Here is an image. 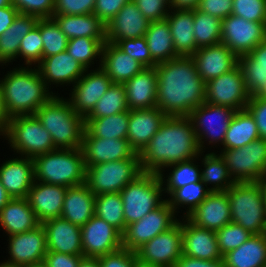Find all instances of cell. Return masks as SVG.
I'll return each instance as SVG.
<instances>
[{"label": "cell", "mask_w": 266, "mask_h": 267, "mask_svg": "<svg viewBox=\"0 0 266 267\" xmlns=\"http://www.w3.org/2000/svg\"><path fill=\"white\" fill-rule=\"evenodd\" d=\"M156 107L166 116H189L205 102L206 83L199 76L192 56H178L155 65Z\"/></svg>", "instance_id": "6da1fadb"}, {"label": "cell", "mask_w": 266, "mask_h": 267, "mask_svg": "<svg viewBox=\"0 0 266 267\" xmlns=\"http://www.w3.org/2000/svg\"><path fill=\"white\" fill-rule=\"evenodd\" d=\"M202 154L188 116H167L160 129L139 153L143 172L162 173L169 165Z\"/></svg>", "instance_id": "7a4b0ae2"}, {"label": "cell", "mask_w": 266, "mask_h": 267, "mask_svg": "<svg viewBox=\"0 0 266 267\" xmlns=\"http://www.w3.org/2000/svg\"><path fill=\"white\" fill-rule=\"evenodd\" d=\"M7 112L10 117L34 115L53 96L38 69H13L0 81ZM47 89V90H46Z\"/></svg>", "instance_id": "3957f363"}, {"label": "cell", "mask_w": 266, "mask_h": 267, "mask_svg": "<svg viewBox=\"0 0 266 267\" xmlns=\"http://www.w3.org/2000/svg\"><path fill=\"white\" fill-rule=\"evenodd\" d=\"M50 133L56 148H81L85 131V118L78 115L69 101L53 96L34 114Z\"/></svg>", "instance_id": "277c9868"}, {"label": "cell", "mask_w": 266, "mask_h": 267, "mask_svg": "<svg viewBox=\"0 0 266 267\" xmlns=\"http://www.w3.org/2000/svg\"><path fill=\"white\" fill-rule=\"evenodd\" d=\"M34 181L65 187L85 183L86 165L81 148H57L33 159Z\"/></svg>", "instance_id": "5b68a950"}, {"label": "cell", "mask_w": 266, "mask_h": 267, "mask_svg": "<svg viewBox=\"0 0 266 267\" xmlns=\"http://www.w3.org/2000/svg\"><path fill=\"white\" fill-rule=\"evenodd\" d=\"M231 222L252 234H266V191L262 181L234 183L228 190Z\"/></svg>", "instance_id": "8992f818"}, {"label": "cell", "mask_w": 266, "mask_h": 267, "mask_svg": "<svg viewBox=\"0 0 266 267\" xmlns=\"http://www.w3.org/2000/svg\"><path fill=\"white\" fill-rule=\"evenodd\" d=\"M163 176L162 173L143 172L120 191L126 226L139 221L165 201L160 197L164 191Z\"/></svg>", "instance_id": "52a82bcc"}, {"label": "cell", "mask_w": 266, "mask_h": 267, "mask_svg": "<svg viewBox=\"0 0 266 267\" xmlns=\"http://www.w3.org/2000/svg\"><path fill=\"white\" fill-rule=\"evenodd\" d=\"M143 173L139 153L131 158L88 166L85 184L94 193H120L130 182Z\"/></svg>", "instance_id": "ba28073f"}, {"label": "cell", "mask_w": 266, "mask_h": 267, "mask_svg": "<svg viewBox=\"0 0 266 267\" xmlns=\"http://www.w3.org/2000/svg\"><path fill=\"white\" fill-rule=\"evenodd\" d=\"M5 136L17 153L31 159L57 149L35 115L11 117Z\"/></svg>", "instance_id": "9c48e42d"}, {"label": "cell", "mask_w": 266, "mask_h": 267, "mask_svg": "<svg viewBox=\"0 0 266 267\" xmlns=\"http://www.w3.org/2000/svg\"><path fill=\"white\" fill-rule=\"evenodd\" d=\"M220 155L235 183L259 182L266 177V139H257L238 149L223 150Z\"/></svg>", "instance_id": "30bf717a"}, {"label": "cell", "mask_w": 266, "mask_h": 267, "mask_svg": "<svg viewBox=\"0 0 266 267\" xmlns=\"http://www.w3.org/2000/svg\"><path fill=\"white\" fill-rule=\"evenodd\" d=\"M175 212L177 211H174L166 199L139 221L127 225L122 234V248L135 252L156 235L169 230L178 222L174 216Z\"/></svg>", "instance_id": "8fae6325"}, {"label": "cell", "mask_w": 266, "mask_h": 267, "mask_svg": "<svg viewBox=\"0 0 266 267\" xmlns=\"http://www.w3.org/2000/svg\"><path fill=\"white\" fill-rule=\"evenodd\" d=\"M250 94L245 86L242 69L237 65L230 72L206 82L205 102L232 108H246Z\"/></svg>", "instance_id": "7c38bea8"}, {"label": "cell", "mask_w": 266, "mask_h": 267, "mask_svg": "<svg viewBox=\"0 0 266 267\" xmlns=\"http://www.w3.org/2000/svg\"><path fill=\"white\" fill-rule=\"evenodd\" d=\"M221 43L237 57L248 54L266 39V22H251L229 15L222 20Z\"/></svg>", "instance_id": "4fadbf2b"}, {"label": "cell", "mask_w": 266, "mask_h": 267, "mask_svg": "<svg viewBox=\"0 0 266 267\" xmlns=\"http://www.w3.org/2000/svg\"><path fill=\"white\" fill-rule=\"evenodd\" d=\"M235 113L232 108L204 102L189 114L201 151L204 148V141H202L204 137L211 138L209 144L218 142L223 144Z\"/></svg>", "instance_id": "5bb4252c"}, {"label": "cell", "mask_w": 266, "mask_h": 267, "mask_svg": "<svg viewBox=\"0 0 266 267\" xmlns=\"http://www.w3.org/2000/svg\"><path fill=\"white\" fill-rule=\"evenodd\" d=\"M137 258L145 263L174 267L183 255L182 222L178 221L169 230L156 235L135 251Z\"/></svg>", "instance_id": "9a60e30c"}, {"label": "cell", "mask_w": 266, "mask_h": 267, "mask_svg": "<svg viewBox=\"0 0 266 267\" xmlns=\"http://www.w3.org/2000/svg\"><path fill=\"white\" fill-rule=\"evenodd\" d=\"M81 240L84 257L98 258L122 248V234L95 215L81 226Z\"/></svg>", "instance_id": "2e32d148"}, {"label": "cell", "mask_w": 266, "mask_h": 267, "mask_svg": "<svg viewBox=\"0 0 266 267\" xmlns=\"http://www.w3.org/2000/svg\"><path fill=\"white\" fill-rule=\"evenodd\" d=\"M84 74L73 86V92L68 101L73 110L85 118L113 82L101 67Z\"/></svg>", "instance_id": "e0dca14e"}, {"label": "cell", "mask_w": 266, "mask_h": 267, "mask_svg": "<svg viewBox=\"0 0 266 267\" xmlns=\"http://www.w3.org/2000/svg\"><path fill=\"white\" fill-rule=\"evenodd\" d=\"M186 218L194 225L214 232L231 223L227 191H211Z\"/></svg>", "instance_id": "ac0fdd59"}, {"label": "cell", "mask_w": 266, "mask_h": 267, "mask_svg": "<svg viewBox=\"0 0 266 267\" xmlns=\"http://www.w3.org/2000/svg\"><path fill=\"white\" fill-rule=\"evenodd\" d=\"M10 259L7 263L16 266L44 260L47 253L46 232L42 224L35 229L9 236Z\"/></svg>", "instance_id": "d6986e66"}, {"label": "cell", "mask_w": 266, "mask_h": 267, "mask_svg": "<svg viewBox=\"0 0 266 267\" xmlns=\"http://www.w3.org/2000/svg\"><path fill=\"white\" fill-rule=\"evenodd\" d=\"M192 58L205 83L230 72L238 65V57L222 43L198 48Z\"/></svg>", "instance_id": "ffe728a7"}, {"label": "cell", "mask_w": 266, "mask_h": 267, "mask_svg": "<svg viewBox=\"0 0 266 267\" xmlns=\"http://www.w3.org/2000/svg\"><path fill=\"white\" fill-rule=\"evenodd\" d=\"M149 24L150 21L143 16L132 0L106 24V42L117 44L123 39L143 37Z\"/></svg>", "instance_id": "44dd1931"}, {"label": "cell", "mask_w": 266, "mask_h": 267, "mask_svg": "<svg viewBox=\"0 0 266 267\" xmlns=\"http://www.w3.org/2000/svg\"><path fill=\"white\" fill-rule=\"evenodd\" d=\"M46 232L47 251L83 255L81 227L56 217L41 223Z\"/></svg>", "instance_id": "7402d4cb"}, {"label": "cell", "mask_w": 266, "mask_h": 267, "mask_svg": "<svg viewBox=\"0 0 266 267\" xmlns=\"http://www.w3.org/2000/svg\"><path fill=\"white\" fill-rule=\"evenodd\" d=\"M166 117L157 107L129 110L127 141L130 147L140 153L160 129Z\"/></svg>", "instance_id": "603a6c76"}, {"label": "cell", "mask_w": 266, "mask_h": 267, "mask_svg": "<svg viewBox=\"0 0 266 267\" xmlns=\"http://www.w3.org/2000/svg\"><path fill=\"white\" fill-rule=\"evenodd\" d=\"M86 167L131 158L136 152L127 139H105L83 134L81 146Z\"/></svg>", "instance_id": "cb8c5ba5"}, {"label": "cell", "mask_w": 266, "mask_h": 267, "mask_svg": "<svg viewBox=\"0 0 266 267\" xmlns=\"http://www.w3.org/2000/svg\"><path fill=\"white\" fill-rule=\"evenodd\" d=\"M66 190L61 185L33 182L26 198L40 223L61 217Z\"/></svg>", "instance_id": "d4e9b609"}, {"label": "cell", "mask_w": 266, "mask_h": 267, "mask_svg": "<svg viewBox=\"0 0 266 267\" xmlns=\"http://www.w3.org/2000/svg\"><path fill=\"white\" fill-rule=\"evenodd\" d=\"M185 220L182 223L183 255L202 260L223 259L216 233L194 225L187 218Z\"/></svg>", "instance_id": "484cf974"}, {"label": "cell", "mask_w": 266, "mask_h": 267, "mask_svg": "<svg viewBox=\"0 0 266 267\" xmlns=\"http://www.w3.org/2000/svg\"><path fill=\"white\" fill-rule=\"evenodd\" d=\"M36 67H38L40 76L47 86H49V82L61 83V85L76 83L84 72L88 71L67 51L42 58Z\"/></svg>", "instance_id": "4316f807"}, {"label": "cell", "mask_w": 266, "mask_h": 267, "mask_svg": "<svg viewBox=\"0 0 266 267\" xmlns=\"http://www.w3.org/2000/svg\"><path fill=\"white\" fill-rule=\"evenodd\" d=\"M13 158L0 167V181L12 198H26L34 182V161Z\"/></svg>", "instance_id": "83f0119b"}, {"label": "cell", "mask_w": 266, "mask_h": 267, "mask_svg": "<svg viewBox=\"0 0 266 267\" xmlns=\"http://www.w3.org/2000/svg\"><path fill=\"white\" fill-rule=\"evenodd\" d=\"M100 67L113 83L124 84L145 67L125 53L116 44L105 42Z\"/></svg>", "instance_id": "f1b7e54d"}, {"label": "cell", "mask_w": 266, "mask_h": 267, "mask_svg": "<svg viewBox=\"0 0 266 267\" xmlns=\"http://www.w3.org/2000/svg\"><path fill=\"white\" fill-rule=\"evenodd\" d=\"M123 85L129 110L156 107L157 73L155 67L144 68Z\"/></svg>", "instance_id": "f546056e"}, {"label": "cell", "mask_w": 266, "mask_h": 267, "mask_svg": "<svg viewBox=\"0 0 266 267\" xmlns=\"http://www.w3.org/2000/svg\"><path fill=\"white\" fill-rule=\"evenodd\" d=\"M250 97H266V39L238 57Z\"/></svg>", "instance_id": "4dcf8cb0"}, {"label": "cell", "mask_w": 266, "mask_h": 267, "mask_svg": "<svg viewBox=\"0 0 266 267\" xmlns=\"http://www.w3.org/2000/svg\"><path fill=\"white\" fill-rule=\"evenodd\" d=\"M94 209L95 195L85 183L67 188L62 218L81 227L95 215Z\"/></svg>", "instance_id": "1f68e13d"}, {"label": "cell", "mask_w": 266, "mask_h": 267, "mask_svg": "<svg viewBox=\"0 0 266 267\" xmlns=\"http://www.w3.org/2000/svg\"><path fill=\"white\" fill-rule=\"evenodd\" d=\"M40 224L27 198H12L0 211V225L9 236L33 230Z\"/></svg>", "instance_id": "d6a6232c"}, {"label": "cell", "mask_w": 266, "mask_h": 267, "mask_svg": "<svg viewBox=\"0 0 266 267\" xmlns=\"http://www.w3.org/2000/svg\"><path fill=\"white\" fill-rule=\"evenodd\" d=\"M172 13V14H171ZM167 15L174 49L178 56H192L197 50L194 37V10L175 9Z\"/></svg>", "instance_id": "836d02e7"}, {"label": "cell", "mask_w": 266, "mask_h": 267, "mask_svg": "<svg viewBox=\"0 0 266 267\" xmlns=\"http://www.w3.org/2000/svg\"><path fill=\"white\" fill-rule=\"evenodd\" d=\"M68 39L78 37L106 38V25L93 13L82 15H53Z\"/></svg>", "instance_id": "e575fe53"}, {"label": "cell", "mask_w": 266, "mask_h": 267, "mask_svg": "<svg viewBox=\"0 0 266 267\" xmlns=\"http://www.w3.org/2000/svg\"><path fill=\"white\" fill-rule=\"evenodd\" d=\"M223 260L225 267H266V234H253Z\"/></svg>", "instance_id": "d590c367"}, {"label": "cell", "mask_w": 266, "mask_h": 267, "mask_svg": "<svg viewBox=\"0 0 266 267\" xmlns=\"http://www.w3.org/2000/svg\"><path fill=\"white\" fill-rule=\"evenodd\" d=\"M38 18L18 14L13 23L0 36V63L11 62L17 58L21 40L37 24Z\"/></svg>", "instance_id": "8d00e7d4"}, {"label": "cell", "mask_w": 266, "mask_h": 267, "mask_svg": "<svg viewBox=\"0 0 266 267\" xmlns=\"http://www.w3.org/2000/svg\"><path fill=\"white\" fill-rule=\"evenodd\" d=\"M257 139H260V136L256 122L245 108L234 114L224 138L223 150L238 149Z\"/></svg>", "instance_id": "74e56055"}, {"label": "cell", "mask_w": 266, "mask_h": 267, "mask_svg": "<svg viewBox=\"0 0 266 267\" xmlns=\"http://www.w3.org/2000/svg\"><path fill=\"white\" fill-rule=\"evenodd\" d=\"M152 59L158 64L178 57L166 19L150 22L144 35Z\"/></svg>", "instance_id": "f35d334b"}, {"label": "cell", "mask_w": 266, "mask_h": 267, "mask_svg": "<svg viewBox=\"0 0 266 267\" xmlns=\"http://www.w3.org/2000/svg\"><path fill=\"white\" fill-rule=\"evenodd\" d=\"M129 110L102 118H85V136L127 139Z\"/></svg>", "instance_id": "ab89813d"}, {"label": "cell", "mask_w": 266, "mask_h": 267, "mask_svg": "<svg viewBox=\"0 0 266 267\" xmlns=\"http://www.w3.org/2000/svg\"><path fill=\"white\" fill-rule=\"evenodd\" d=\"M202 162L205 169L200 172L201 181L206 188H208L207 183H213V187L208 188L210 191H227L235 183L221 155L218 156L213 152L208 153L204 156Z\"/></svg>", "instance_id": "60d3db41"}, {"label": "cell", "mask_w": 266, "mask_h": 267, "mask_svg": "<svg viewBox=\"0 0 266 267\" xmlns=\"http://www.w3.org/2000/svg\"><path fill=\"white\" fill-rule=\"evenodd\" d=\"M95 216L105 220L121 234L126 230L123 201L120 193H106L95 196Z\"/></svg>", "instance_id": "b9f144b4"}, {"label": "cell", "mask_w": 266, "mask_h": 267, "mask_svg": "<svg viewBox=\"0 0 266 267\" xmlns=\"http://www.w3.org/2000/svg\"><path fill=\"white\" fill-rule=\"evenodd\" d=\"M222 20L194 9V37L196 48L221 43Z\"/></svg>", "instance_id": "7bdbcfd3"}, {"label": "cell", "mask_w": 266, "mask_h": 267, "mask_svg": "<svg viewBox=\"0 0 266 267\" xmlns=\"http://www.w3.org/2000/svg\"><path fill=\"white\" fill-rule=\"evenodd\" d=\"M128 110L124 85L112 83L85 118H102Z\"/></svg>", "instance_id": "ee69618b"}, {"label": "cell", "mask_w": 266, "mask_h": 267, "mask_svg": "<svg viewBox=\"0 0 266 267\" xmlns=\"http://www.w3.org/2000/svg\"><path fill=\"white\" fill-rule=\"evenodd\" d=\"M106 38L78 37L69 39L66 51L75 60L80 62L85 69H88L97 56H102V48Z\"/></svg>", "instance_id": "f6af8a7d"}, {"label": "cell", "mask_w": 266, "mask_h": 267, "mask_svg": "<svg viewBox=\"0 0 266 267\" xmlns=\"http://www.w3.org/2000/svg\"><path fill=\"white\" fill-rule=\"evenodd\" d=\"M40 33L43 41L42 58L66 51L69 39L53 18L40 19Z\"/></svg>", "instance_id": "bcb514c9"}, {"label": "cell", "mask_w": 266, "mask_h": 267, "mask_svg": "<svg viewBox=\"0 0 266 267\" xmlns=\"http://www.w3.org/2000/svg\"><path fill=\"white\" fill-rule=\"evenodd\" d=\"M205 184L200 180L199 182L189 183L181 188H177L167 200L169 205L174 209L177 206L188 205L189 210L184 214L187 217L211 192L209 189L203 187Z\"/></svg>", "instance_id": "7dc6e473"}, {"label": "cell", "mask_w": 266, "mask_h": 267, "mask_svg": "<svg viewBox=\"0 0 266 267\" xmlns=\"http://www.w3.org/2000/svg\"><path fill=\"white\" fill-rule=\"evenodd\" d=\"M193 159L194 158L167 166V168L173 167V171L170 172L166 188L163 187V190L171 195L177 188L201 180L198 165L193 163Z\"/></svg>", "instance_id": "c3c4849f"}, {"label": "cell", "mask_w": 266, "mask_h": 267, "mask_svg": "<svg viewBox=\"0 0 266 267\" xmlns=\"http://www.w3.org/2000/svg\"><path fill=\"white\" fill-rule=\"evenodd\" d=\"M216 233L219 251L222 257L246 242L253 234L235 223H228Z\"/></svg>", "instance_id": "681fc988"}, {"label": "cell", "mask_w": 266, "mask_h": 267, "mask_svg": "<svg viewBox=\"0 0 266 267\" xmlns=\"http://www.w3.org/2000/svg\"><path fill=\"white\" fill-rule=\"evenodd\" d=\"M43 41L40 33V19L37 24L21 40L18 57L25 59L26 65L39 63L42 60Z\"/></svg>", "instance_id": "f907efd6"}, {"label": "cell", "mask_w": 266, "mask_h": 267, "mask_svg": "<svg viewBox=\"0 0 266 267\" xmlns=\"http://www.w3.org/2000/svg\"><path fill=\"white\" fill-rule=\"evenodd\" d=\"M129 56L137 60L145 68L155 67L157 64L150 54L145 37L120 40L116 44Z\"/></svg>", "instance_id": "816d5d0a"}, {"label": "cell", "mask_w": 266, "mask_h": 267, "mask_svg": "<svg viewBox=\"0 0 266 267\" xmlns=\"http://www.w3.org/2000/svg\"><path fill=\"white\" fill-rule=\"evenodd\" d=\"M232 15L251 22H266V0H233Z\"/></svg>", "instance_id": "f5cc1de1"}, {"label": "cell", "mask_w": 266, "mask_h": 267, "mask_svg": "<svg viewBox=\"0 0 266 267\" xmlns=\"http://www.w3.org/2000/svg\"><path fill=\"white\" fill-rule=\"evenodd\" d=\"M20 14L35 16L38 19L52 18L55 0H12Z\"/></svg>", "instance_id": "db71d44e"}, {"label": "cell", "mask_w": 266, "mask_h": 267, "mask_svg": "<svg viewBox=\"0 0 266 267\" xmlns=\"http://www.w3.org/2000/svg\"><path fill=\"white\" fill-rule=\"evenodd\" d=\"M133 2L150 22L164 20L170 13L167 10L171 7L170 0H133Z\"/></svg>", "instance_id": "11a10c76"}, {"label": "cell", "mask_w": 266, "mask_h": 267, "mask_svg": "<svg viewBox=\"0 0 266 267\" xmlns=\"http://www.w3.org/2000/svg\"><path fill=\"white\" fill-rule=\"evenodd\" d=\"M96 0H55L53 15H82L93 13Z\"/></svg>", "instance_id": "9f6ffc18"}, {"label": "cell", "mask_w": 266, "mask_h": 267, "mask_svg": "<svg viewBox=\"0 0 266 267\" xmlns=\"http://www.w3.org/2000/svg\"><path fill=\"white\" fill-rule=\"evenodd\" d=\"M137 255L134 251L121 248L99 257L101 267H133Z\"/></svg>", "instance_id": "6f0895ef"}, {"label": "cell", "mask_w": 266, "mask_h": 267, "mask_svg": "<svg viewBox=\"0 0 266 267\" xmlns=\"http://www.w3.org/2000/svg\"><path fill=\"white\" fill-rule=\"evenodd\" d=\"M246 109L256 122L260 138L266 139V97H250Z\"/></svg>", "instance_id": "680465c9"}, {"label": "cell", "mask_w": 266, "mask_h": 267, "mask_svg": "<svg viewBox=\"0 0 266 267\" xmlns=\"http://www.w3.org/2000/svg\"><path fill=\"white\" fill-rule=\"evenodd\" d=\"M233 0H200L197 10L218 19L232 15Z\"/></svg>", "instance_id": "91938a15"}, {"label": "cell", "mask_w": 266, "mask_h": 267, "mask_svg": "<svg viewBox=\"0 0 266 267\" xmlns=\"http://www.w3.org/2000/svg\"><path fill=\"white\" fill-rule=\"evenodd\" d=\"M130 1L132 0H96L93 14L106 25Z\"/></svg>", "instance_id": "94428289"}, {"label": "cell", "mask_w": 266, "mask_h": 267, "mask_svg": "<svg viewBox=\"0 0 266 267\" xmlns=\"http://www.w3.org/2000/svg\"><path fill=\"white\" fill-rule=\"evenodd\" d=\"M83 257V255L47 251L43 261L47 267H78V264Z\"/></svg>", "instance_id": "6125c7cd"}, {"label": "cell", "mask_w": 266, "mask_h": 267, "mask_svg": "<svg viewBox=\"0 0 266 267\" xmlns=\"http://www.w3.org/2000/svg\"><path fill=\"white\" fill-rule=\"evenodd\" d=\"M174 267H225L224 260H202L182 255Z\"/></svg>", "instance_id": "be15d7a7"}, {"label": "cell", "mask_w": 266, "mask_h": 267, "mask_svg": "<svg viewBox=\"0 0 266 267\" xmlns=\"http://www.w3.org/2000/svg\"><path fill=\"white\" fill-rule=\"evenodd\" d=\"M18 14L19 11L14 5L0 8V36L11 26Z\"/></svg>", "instance_id": "e7e4bbea"}, {"label": "cell", "mask_w": 266, "mask_h": 267, "mask_svg": "<svg viewBox=\"0 0 266 267\" xmlns=\"http://www.w3.org/2000/svg\"><path fill=\"white\" fill-rule=\"evenodd\" d=\"M10 119H11V117L9 116V114L7 112L4 98H3V94H2L1 85H0V134L1 135L5 136V134L8 130V125H9Z\"/></svg>", "instance_id": "03108f58"}, {"label": "cell", "mask_w": 266, "mask_h": 267, "mask_svg": "<svg viewBox=\"0 0 266 267\" xmlns=\"http://www.w3.org/2000/svg\"><path fill=\"white\" fill-rule=\"evenodd\" d=\"M199 2L200 0H170V9L194 10L197 9Z\"/></svg>", "instance_id": "003e7915"}, {"label": "cell", "mask_w": 266, "mask_h": 267, "mask_svg": "<svg viewBox=\"0 0 266 267\" xmlns=\"http://www.w3.org/2000/svg\"><path fill=\"white\" fill-rule=\"evenodd\" d=\"M78 267H101L99 263V257H83L80 260Z\"/></svg>", "instance_id": "a7ac6f4b"}, {"label": "cell", "mask_w": 266, "mask_h": 267, "mask_svg": "<svg viewBox=\"0 0 266 267\" xmlns=\"http://www.w3.org/2000/svg\"><path fill=\"white\" fill-rule=\"evenodd\" d=\"M12 199L0 181V211Z\"/></svg>", "instance_id": "89a4df30"}, {"label": "cell", "mask_w": 266, "mask_h": 267, "mask_svg": "<svg viewBox=\"0 0 266 267\" xmlns=\"http://www.w3.org/2000/svg\"><path fill=\"white\" fill-rule=\"evenodd\" d=\"M133 267H161V266H157V265H153V264H149V263H145L140 261L138 258L135 260Z\"/></svg>", "instance_id": "2644e50d"}, {"label": "cell", "mask_w": 266, "mask_h": 267, "mask_svg": "<svg viewBox=\"0 0 266 267\" xmlns=\"http://www.w3.org/2000/svg\"><path fill=\"white\" fill-rule=\"evenodd\" d=\"M20 267H47L44 261L36 262V263H30V264H25Z\"/></svg>", "instance_id": "8c879c8a"}, {"label": "cell", "mask_w": 266, "mask_h": 267, "mask_svg": "<svg viewBox=\"0 0 266 267\" xmlns=\"http://www.w3.org/2000/svg\"><path fill=\"white\" fill-rule=\"evenodd\" d=\"M12 0H0V8L12 6Z\"/></svg>", "instance_id": "753ad0ef"}, {"label": "cell", "mask_w": 266, "mask_h": 267, "mask_svg": "<svg viewBox=\"0 0 266 267\" xmlns=\"http://www.w3.org/2000/svg\"><path fill=\"white\" fill-rule=\"evenodd\" d=\"M0 267H20V266H16L11 263L3 262L0 264Z\"/></svg>", "instance_id": "34e18365"}, {"label": "cell", "mask_w": 266, "mask_h": 267, "mask_svg": "<svg viewBox=\"0 0 266 267\" xmlns=\"http://www.w3.org/2000/svg\"><path fill=\"white\" fill-rule=\"evenodd\" d=\"M262 182H263V185H264L265 191H266V177L262 180Z\"/></svg>", "instance_id": "11e5206c"}]
</instances>
